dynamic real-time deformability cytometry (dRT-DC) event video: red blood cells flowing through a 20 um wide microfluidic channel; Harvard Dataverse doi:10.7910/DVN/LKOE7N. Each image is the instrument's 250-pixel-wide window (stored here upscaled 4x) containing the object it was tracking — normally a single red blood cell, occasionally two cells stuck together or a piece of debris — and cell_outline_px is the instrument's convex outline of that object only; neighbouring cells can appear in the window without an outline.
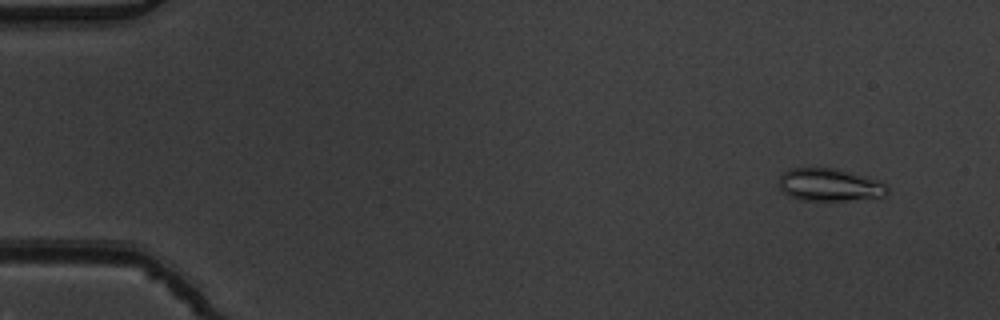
{"species": "common noctule bat (a hibernating species)", "species_latin": "Nyctalus noctula", "temperature_condition": "warm", "stored_images_in_passage": 53, "camera_frame_rate_fps": 3000, "um_per_image_px": 0.085, "animal": {"sex": "male", "body_mass_g": 19.5, "forearm_length_mm": 54.6}, "frame": {"image": 1, "passage_image": 5, "time_ms": 1.333, "image_size_px": [1000, 320], "cell_outline_px": [[888, 192], [884, 196], [848, 200], [800, 200], [788, 196], [780, 188], [780, 176], [784, 172], [792, 168], [836, 168], [880, 180], [888, 188]], "centroid_in_image_um": [70.52, 15.71], "position_along_channel_um": 14.5, "area_um2": 20.52}}
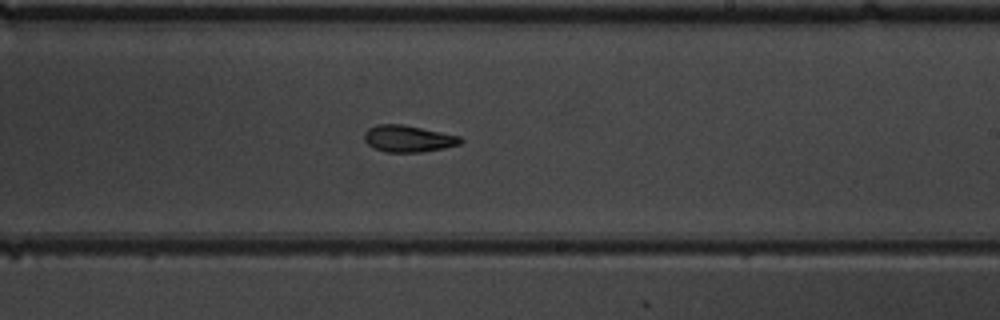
{"frame": {"image": 2, "passage_image": 33, "time_ms": 10.667, "image_size_px": [1000, 320], "cell_outline_px": [[464, 140], [460, 144], [444, 148], [420, 152], [384, 152], [372, 148], [364, 140], [364, 132], [368, 128], [376, 124], [400, 124], [460, 136]], "centroid_in_image_um": [34.66, 11.79], "position_along_channel_um": 254.3, "area_um2": 14.97}}
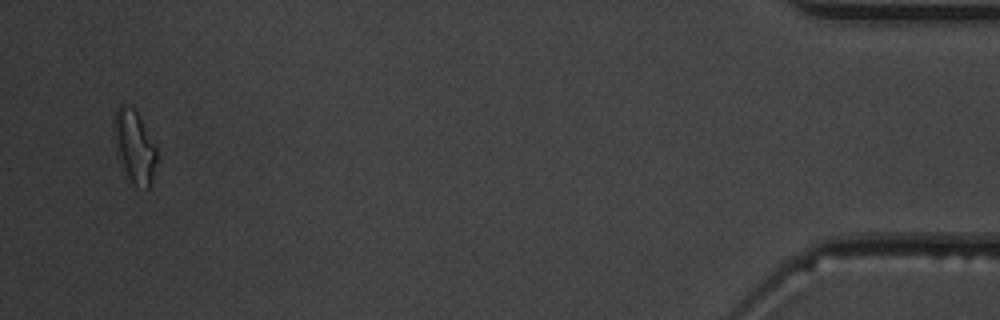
{"frame": {"image": 3, "passage_image": 52, "time_ms": 17.0, "image_size_px": [1000, 320], "cell_outline_px": [[156, 160], [152, 176], [148, 188], [136, 184], [128, 176], [116, 156], [112, 132], [116, 108], [124, 104], [132, 108], [136, 112], [156, 144]], "centroid_in_image_um": [11.38, 12.4], "position_along_channel_um": 423.8, "area_um2": 17.8}, "authors_computed_cell_mechanics": {"area_um2": 15.7794, "velocity_mm_per_s": 3.9052, "shape_relaxation_time_tau1_ms": 3.8818, "shape_relaxation_time_tau2_ms": 2.0123, "deformation_change_tau1": 0.1607, "deformation_change_tau2": 0.0987}}